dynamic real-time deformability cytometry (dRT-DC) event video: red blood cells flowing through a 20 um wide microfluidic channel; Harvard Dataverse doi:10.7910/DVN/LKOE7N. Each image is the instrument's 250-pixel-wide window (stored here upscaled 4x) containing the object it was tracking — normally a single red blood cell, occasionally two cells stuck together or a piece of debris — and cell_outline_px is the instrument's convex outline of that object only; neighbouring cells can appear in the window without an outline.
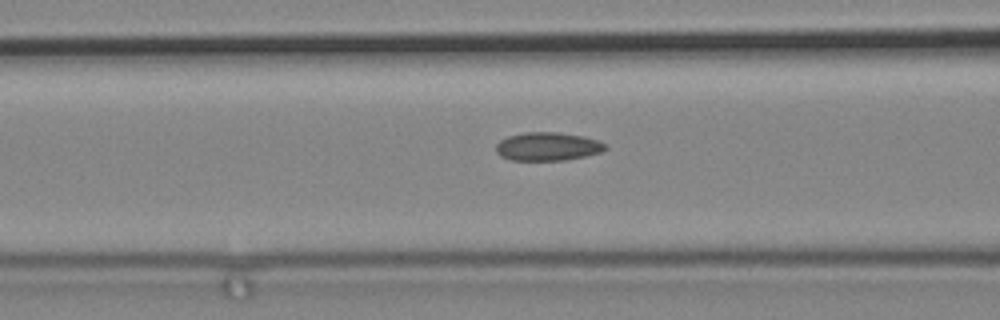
{"species": "common noctule bat (a hibernating species)", "species_latin": "Nyctalus noctula", "temperature_condition": "cold", "stored_images_in_passage": 8, "camera_frame_rate_fps": 3000, "um_per_image_px": 0.085, "animal": {"sex": "male", "body_mass_g": 19.2, "forearm_length_mm": 51.8}, "frame": {"image": 1, "passage_image": 8, "time_ms": 2.333, "image_size_px": [1000, 320], "cell_outline_px": [[608, 148], [600, 152], [568, 160], [508, 160], [500, 156], [496, 152], [496, 144], [500, 140], [508, 136], [524, 132], [556, 132], [584, 136], [608, 144]], "centroid_in_image_um": [46.54, 12.45], "position_along_channel_um": 120.1, "area_um2": 18.21}}